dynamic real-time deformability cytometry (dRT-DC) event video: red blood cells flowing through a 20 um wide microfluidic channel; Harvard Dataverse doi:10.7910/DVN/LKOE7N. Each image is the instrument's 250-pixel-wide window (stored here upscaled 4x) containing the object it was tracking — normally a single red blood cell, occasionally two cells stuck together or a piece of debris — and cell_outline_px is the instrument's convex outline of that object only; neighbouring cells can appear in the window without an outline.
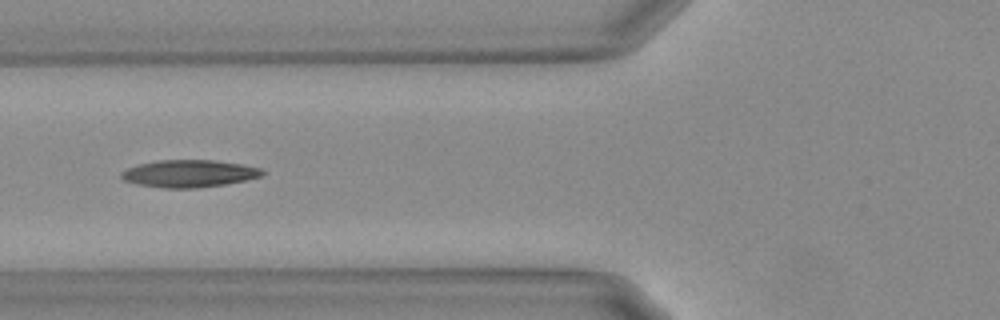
{"species": "Egyptian fruit bat (a non-hibernating species)", "species_latin": "Rousettus aegyptiacus", "temperature_condition": "warm", "stored_images_in_passage": 39, "camera_frame_rate_fps": 3000, "um_per_image_px": 0.085, "animal": {"sex": "female"}, "frame": {"image": 1, "passage_image": 4, "time_ms": 1.0, "image_size_px": [1000, 320], "cell_outline_px": [[264, 176], [224, 184], [196, 188], [164, 188], [140, 184], [124, 180], [120, 176], [120, 172], [128, 168], [140, 164], [156, 160], [212, 160], [240, 164], [260, 168], [264, 172]], "centroid_in_image_um": [16.07, 14.75], "position_along_channel_um": 109.7, "area_um2": 22.2}}
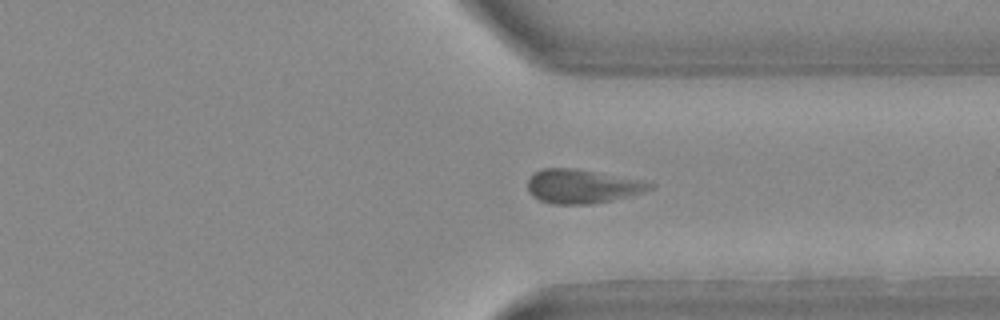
{"frame": {"image": 2, "passage_image": 25, "time_ms": 8.0, "image_size_px": [1000, 320], "cell_outline_px": [[656, 184], [652, 188], [624, 196], [608, 200], [588, 204], [552, 204], [540, 200], [532, 196], [528, 192], [528, 176], [532, 172], [544, 168], [576, 168], [644, 180]], "centroid_in_image_um": [49.41, 15.81], "position_along_channel_um": 362.0, "area_um2": 24.04}}
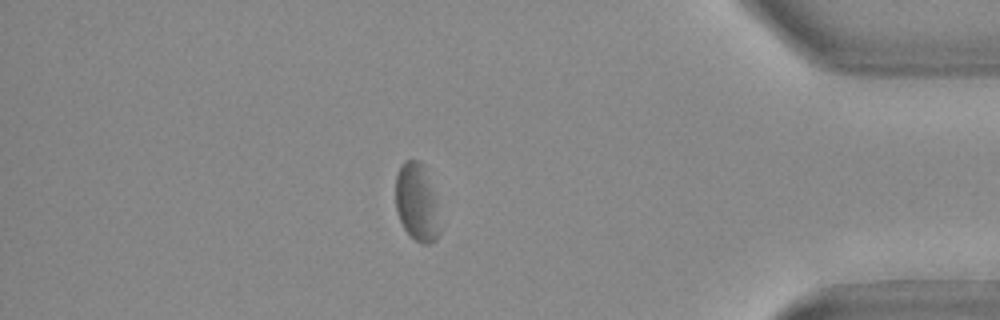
{"frame": {"image": 3, "passage_image": 31, "time_ms": 10.0, "image_size_px": [1000, 320], "cell_outline_px": [[440, 232], [436, 240], [428, 244], [424, 244], [416, 240], [404, 228], [400, 220], [396, 208], [396, 172], [400, 164], [404, 160], [420, 160], [436, 196]], "centroid_in_image_um": [35.43, 17.19], "position_along_channel_um": 399.8, "area_um2": 20.0}}